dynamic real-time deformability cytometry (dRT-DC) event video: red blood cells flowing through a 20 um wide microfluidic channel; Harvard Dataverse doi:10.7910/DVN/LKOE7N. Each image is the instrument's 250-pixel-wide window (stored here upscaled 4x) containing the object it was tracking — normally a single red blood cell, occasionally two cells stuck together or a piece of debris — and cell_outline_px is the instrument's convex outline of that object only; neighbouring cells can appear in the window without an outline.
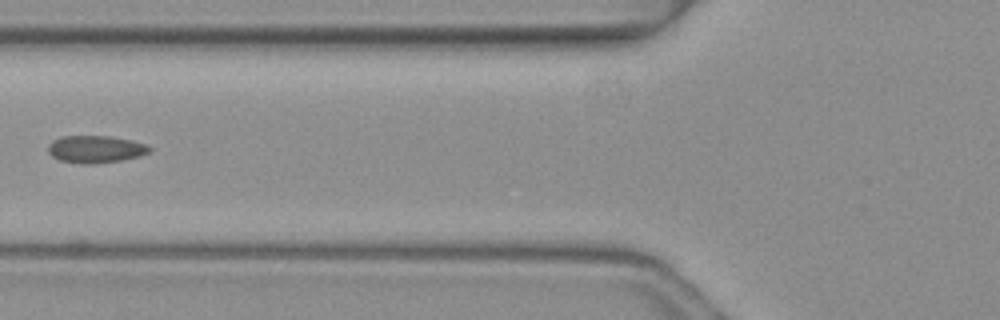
{"species": "common noctule bat (a hibernating species)", "species_latin": "Nyctalus noctula", "temperature_condition": "warm", "stored_images_in_passage": 4, "camera_frame_rate_fps": 3000, "um_per_image_px": 0.085, "animal": {"sex": "female", "body_mass_g": 19.3, "forearm_length_mm": 54.1}, "frame": {"image": 1, "passage_image": 4, "time_ms": 1.0, "image_size_px": [1000, 320], "cell_outline_px": [[152, 152], [140, 156], [120, 160], [96, 164], [80, 164], [60, 160], [52, 156], [48, 152], [48, 144], [52, 140], [64, 136], [108, 136], [128, 140], [144, 144], [152, 148]], "centroid_in_image_um": [8.1, 12.69], "position_along_channel_um": 117.7, "area_um2": 16.13}}